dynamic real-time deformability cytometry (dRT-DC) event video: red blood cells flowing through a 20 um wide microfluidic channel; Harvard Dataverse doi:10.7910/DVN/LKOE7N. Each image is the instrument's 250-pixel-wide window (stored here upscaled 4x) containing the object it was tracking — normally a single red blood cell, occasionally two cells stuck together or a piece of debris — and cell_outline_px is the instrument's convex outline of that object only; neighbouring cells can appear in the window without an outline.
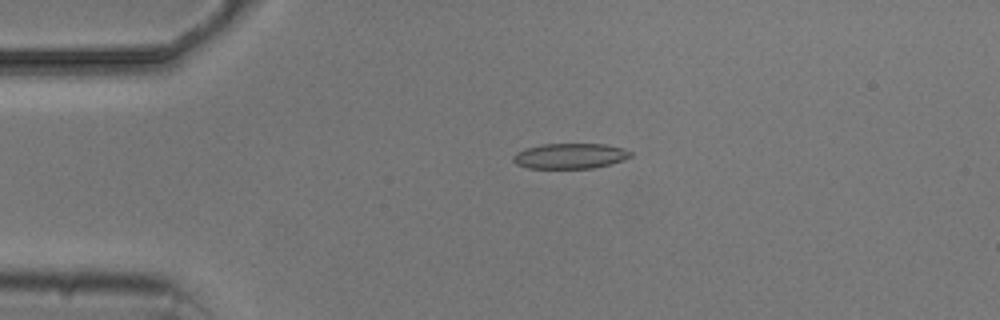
{"species": "common noctule bat (a hibernating species)", "species_latin": "Nyctalus noctula", "temperature_condition": "cold", "stored_images_in_passage": 2, "camera_frame_rate_fps": 3000, "um_per_image_px": 0.085, "animal": {"sex": "male", "body_mass_g": 20.5, "forearm_length_mm": 52.5}, "frame": {"image": 1, "passage_image": 1, "time_ms": 0.0, "image_size_px": [1000, 320], "cell_outline_px": [[632, 156], [624, 160], [592, 168], [528, 168], [516, 164], [512, 160], [512, 156], [516, 152], [524, 148], [540, 144], [604, 144], [624, 148], [632, 152]], "centroid_in_image_um": [48.43, 13.25], "position_along_channel_um": 36.6, "area_um2": 17.46}}